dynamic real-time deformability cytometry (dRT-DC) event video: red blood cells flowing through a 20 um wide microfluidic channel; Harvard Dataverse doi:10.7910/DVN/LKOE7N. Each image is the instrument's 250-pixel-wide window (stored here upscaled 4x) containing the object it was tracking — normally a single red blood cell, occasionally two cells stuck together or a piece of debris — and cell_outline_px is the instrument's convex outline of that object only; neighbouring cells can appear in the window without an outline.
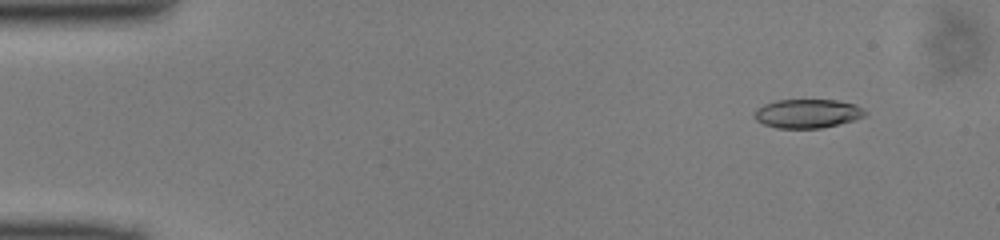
{"species": "common noctule bat (a hibernating species)", "species_latin": "Nyctalus noctula", "temperature_condition": "cold", "stored_images_in_passage": 49, "camera_frame_rate_fps": 3000, "um_per_image_px": 0.085, "animal": {"sex": "male", "body_mass_g": 13.0, "forearm_length_mm": 53.1}, "frame": {"image": 1, "passage_image": 5, "time_ms": 1.333, "image_size_px": [1000, 240], "cell_outline_px": [[868, 112], [864, 116], [840, 124], [820, 128], [776, 128], [764, 124], [756, 120], [756, 108], [764, 104], [776, 100], [836, 100], [856, 104]], "centroid_in_image_um": [68.65, 9.65], "position_along_channel_um": 16.4, "area_um2": 18.55}}
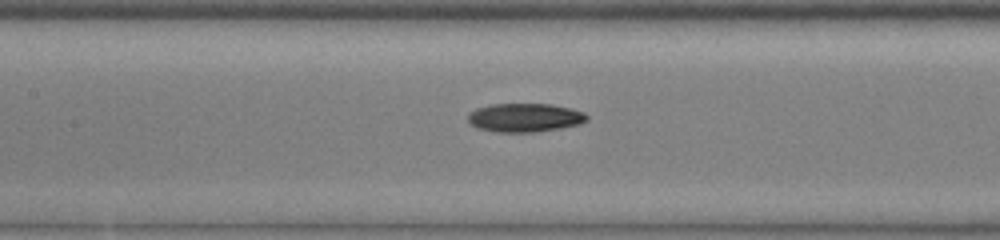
{"frame": {"image": 2, "passage_image": 23, "time_ms": 7.333, "image_size_px": [1000, 240], "cell_outline_px": [[588, 120], [580, 124], [560, 128], [532, 132], [496, 132], [476, 128], [468, 120], [468, 112], [476, 108], [492, 104], [552, 104], [572, 108], [584, 112], [588, 116]], "centroid_in_image_um": [44.61, 9.99], "position_along_channel_um": 162.8, "area_um2": 20.0}}
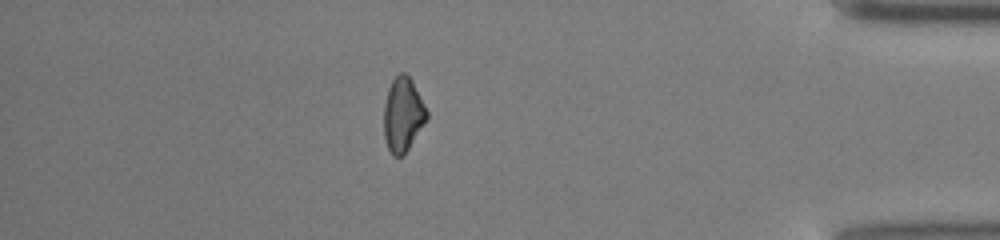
{"frame": {"image": 3, "passage_image": 43, "time_ms": 14.0, "image_size_px": [1000, 240], "cell_outline_px": [[428, 116], [404, 156], [392, 156], [388, 148], [384, 136], [384, 104], [388, 88], [392, 80], [400, 72], [404, 72], [412, 80], [428, 112]], "centroid_in_image_um": [34.23, 9.74], "position_along_channel_um": 401.0, "area_um2": 18.44}}